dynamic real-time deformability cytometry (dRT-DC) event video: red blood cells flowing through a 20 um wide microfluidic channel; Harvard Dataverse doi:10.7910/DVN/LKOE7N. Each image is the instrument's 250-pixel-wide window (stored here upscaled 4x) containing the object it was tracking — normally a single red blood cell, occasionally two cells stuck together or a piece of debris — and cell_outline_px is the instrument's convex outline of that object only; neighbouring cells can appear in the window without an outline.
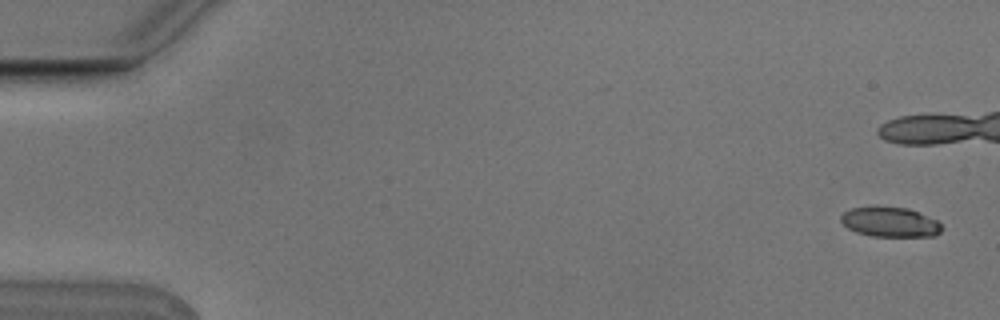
{"species": "Egyptian fruit bat (a non-hibernating species)", "species_latin": "Rousettus aegyptiacus", "temperature_condition": "cold", "stored_images_in_passage": 8, "camera_frame_rate_fps": 3000, "um_per_image_px": 0.085, "animal": {"sex": "male"}, "frame": {"image": 1, "passage_image": 1, "time_ms": 0.0, "image_size_px": [1000, 320], "cell_outline_px": [[944, 228], [936, 236], [872, 236], [856, 232], [848, 228], [840, 220], [840, 216], [844, 212], [852, 208], [876, 204], [908, 208], [936, 220]], "centroid_in_image_um": [75.63, 18.84], "position_along_channel_um": 9.4, "area_um2": 17.92}}
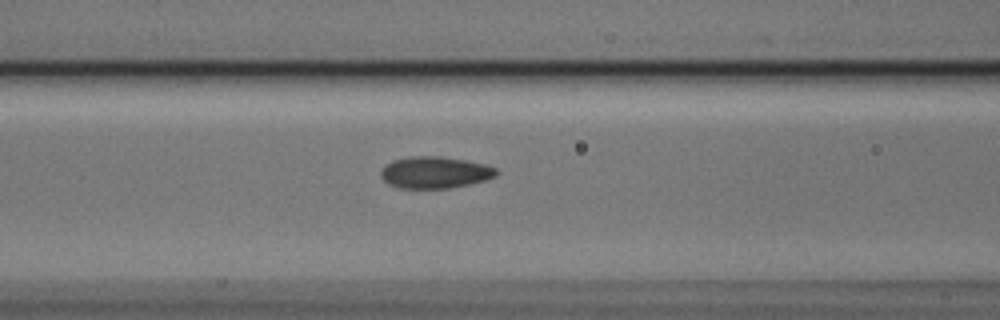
{"frame": {"image": 2, "passage_image": 8, "time_ms": 2.333, "image_size_px": [1000, 320], "cell_outline_px": [[500, 172], [496, 176], [484, 180], [468, 184], [448, 188], [400, 188], [384, 180], [380, 176], [380, 172], [384, 164], [392, 160], [408, 156], [440, 156], [464, 160], [484, 164], [496, 168]], "centroid_in_image_um": [36.95, 14.64], "position_along_channel_um": 129.7, "area_um2": 21.33}}